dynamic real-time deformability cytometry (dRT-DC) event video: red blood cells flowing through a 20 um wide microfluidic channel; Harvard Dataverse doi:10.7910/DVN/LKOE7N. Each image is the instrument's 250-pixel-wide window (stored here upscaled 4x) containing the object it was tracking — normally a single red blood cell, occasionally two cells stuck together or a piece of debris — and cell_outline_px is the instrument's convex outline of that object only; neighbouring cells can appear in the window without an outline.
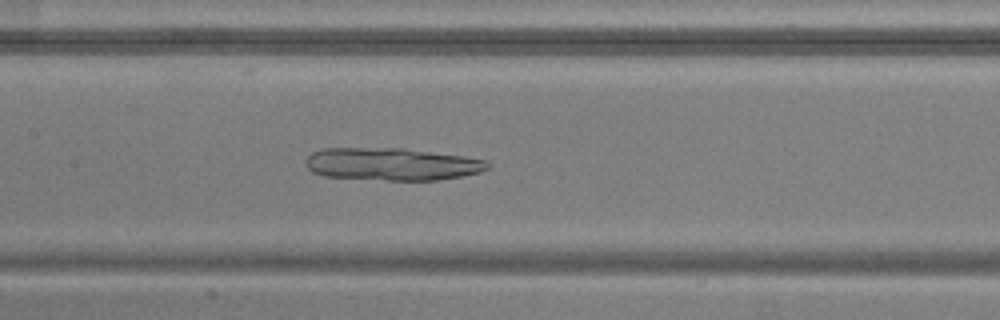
{"species": "common noctule bat (a hibernating species)", "species_latin": "Nyctalus noctula", "temperature_condition": "warm", "stored_images_in_passage": 51, "camera_frame_rate_fps": 3000, "um_per_image_px": 0.085, "animal": {"sex": "male", "body_mass_g": 20.5, "forearm_length_mm": 52.5}, "frame": {"image": 1, "passage_image": 23, "time_ms": 7.333, "image_size_px": [1000, 320], "cell_outline_px": [[492, 164], [488, 168], [480, 172], [460, 176], [436, 180], [388, 180], [324, 176], [312, 172], [304, 164], [304, 160], [312, 152], [324, 148], [400, 148], [464, 156], [484, 160]], "centroid_in_image_um": [33.27, 13.95], "position_along_channel_um": 174.1, "area_um2": 34.39}}
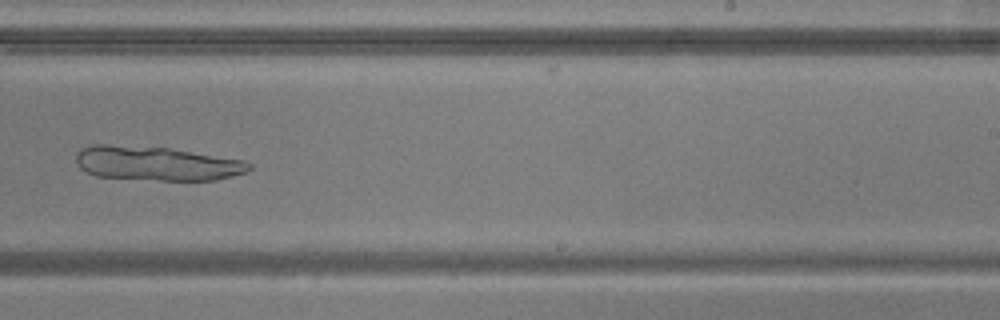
{"frame": {"image": 2, "passage_image": 31, "time_ms": 10.0, "image_size_px": [1000, 320], "cell_outline_px": [[252, 168], [248, 172], [216, 180], [160, 180], [96, 176], [80, 168], [76, 164], [76, 152], [80, 148], [92, 144], [108, 144], [168, 148], [244, 160], [252, 164]], "centroid_in_image_um": [13.3, 13.89], "position_along_channel_um": 275.7, "area_um2": 34.56}}
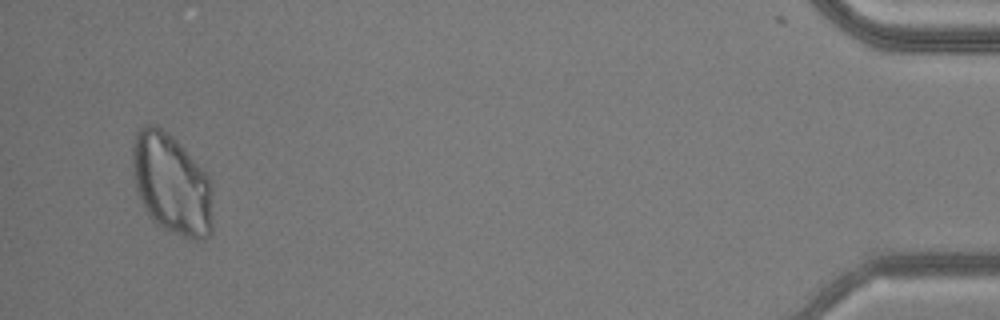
{"frame": {"image": 3, "passage_image": 49, "time_ms": 16.0, "image_size_px": [1000, 320], "cell_outline_px": [[212, 232], [204, 240], [192, 240], [164, 228], [156, 224], [152, 220], [144, 208], [140, 200], [136, 188], [132, 168], [132, 144], [136, 132], [140, 128], [148, 124], [156, 124], [172, 136], [184, 148], [208, 176], [212, 184]], "centroid_in_image_um": [14.58, 15.65], "position_along_channel_um": 420.6, "area_um2": 47.45}}